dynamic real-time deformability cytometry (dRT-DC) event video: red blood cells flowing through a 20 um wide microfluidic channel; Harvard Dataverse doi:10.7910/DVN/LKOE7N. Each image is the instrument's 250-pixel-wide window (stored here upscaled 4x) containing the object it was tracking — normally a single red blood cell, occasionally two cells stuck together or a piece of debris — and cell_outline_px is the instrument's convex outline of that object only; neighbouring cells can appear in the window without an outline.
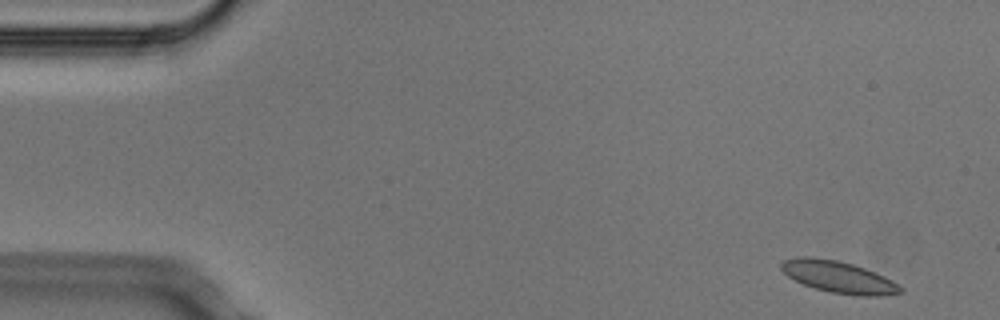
{"species": "Egyptian fruit bat (a non-hibernating species)", "species_latin": "Rousettus aegyptiacus", "temperature_condition": "cold", "stored_images_in_passage": 5, "segment_of_instrument_passage": [1, 2], "camera_frame_rate_fps": 3000, "um_per_image_px": 0.085, "animal": {"sex": "male"}, "frame": {"image": 1, "passage_image": 1, "time_ms": 0.0, "image_size_px": [1000, 320], "cell_outline_px": [[904, 292], [880, 296], [860, 296], [832, 292], [816, 288], [804, 284], [788, 276], [780, 268], [780, 264], [784, 260], [796, 256], [812, 256], [836, 260], [852, 264], [864, 268], [884, 276], [892, 280], [904, 288]], "centroid_in_image_um": [71.29, 23.53], "position_along_channel_um": 13.7, "area_um2": 22.02}}
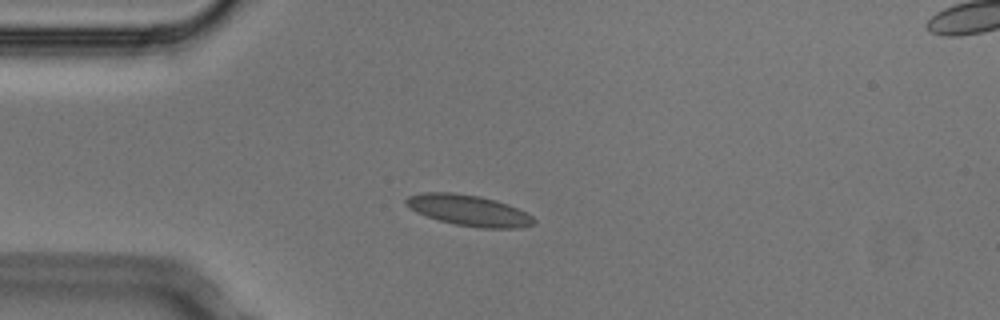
{"frame": {"image": 2, "passage_image": 4, "time_ms": 1.0, "image_size_px": [1000, 320], "cell_outline_px": [[536, 224], [520, 228], [484, 228], [456, 224], [440, 220], [416, 212], [404, 204], [404, 200], [408, 196], [420, 192], [452, 192], [480, 196], [496, 200], [508, 204], [532, 216], [536, 220]], "centroid_in_image_um": [39.84, 17.87], "position_along_channel_um": 45.2, "area_um2": 23.0}}